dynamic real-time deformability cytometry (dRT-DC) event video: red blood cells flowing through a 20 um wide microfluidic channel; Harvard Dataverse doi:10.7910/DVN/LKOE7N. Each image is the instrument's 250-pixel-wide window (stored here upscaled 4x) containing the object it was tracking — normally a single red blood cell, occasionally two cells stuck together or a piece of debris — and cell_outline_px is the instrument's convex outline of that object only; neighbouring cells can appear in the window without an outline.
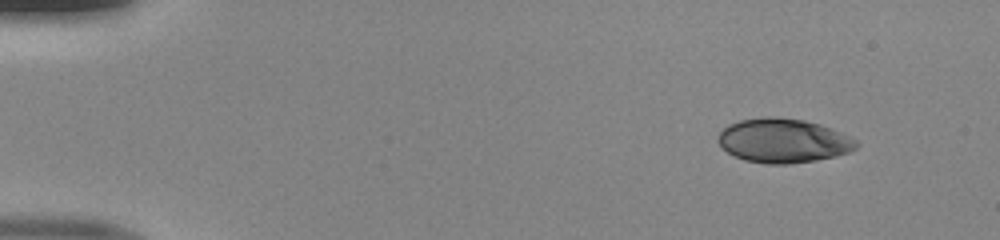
{"species": "human", "species_latin": "Homo sapiens", "temperature_condition": "room temperature", "stored_images_in_passage": 45, "camera_frame_rate_fps": 3000, "um_per_image_px": 0.085, "donor": {"sex": "male"}, "frame": {"image": 1, "passage_image": 1, "time_ms": 0.0, "image_size_px": [1000, 240], "cell_outline_px": [[860, 144], [856, 148], [848, 152], [836, 156], [816, 160], [788, 164], [768, 164], [744, 160], [728, 152], [716, 140], [720, 132], [728, 124], [740, 120], [764, 116], [776, 116], [804, 120], [820, 124], [840, 132], [856, 140]], "centroid_in_image_um": [66.57, 11.95], "position_along_channel_um": 18.4, "area_um2": 35.6}}
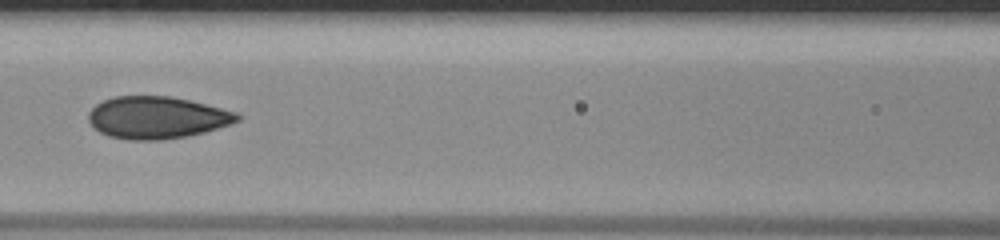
{"frame": {"image": 2, "passage_image": 19, "time_ms": 6.0, "image_size_px": [1000, 240], "cell_outline_px": [[244, 116], [240, 120], [232, 124], [204, 132], [188, 136], [160, 140], [128, 140], [108, 136], [100, 132], [88, 120], [88, 112], [96, 104], [104, 100], [116, 96], [172, 96], [236, 112]], "centroid_in_image_um": [13.35, 10.0], "position_along_channel_um": 153.2, "area_um2": 36.59}}
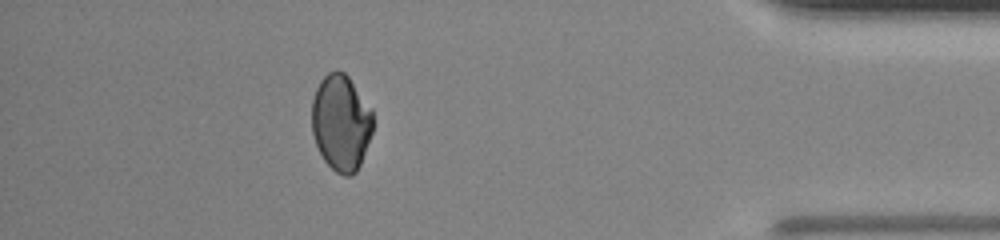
{"frame": {"image": 3, "passage_image": 40, "time_ms": 13.0, "image_size_px": [1000, 240], "cell_outline_px": [[372, 132], [360, 164], [356, 172], [352, 176], [344, 176], [336, 172], [324, 160], [316, 144], [312, 132], [312, 100], [316, 88], [320, 80], [328, 72], [336, 68], [344, 72], [348, 76], [372, 108]], "centroid_in_image_um": [28.98, 10.4], "position_along_channel_um": 406.2, "area_um2": 34.39}}